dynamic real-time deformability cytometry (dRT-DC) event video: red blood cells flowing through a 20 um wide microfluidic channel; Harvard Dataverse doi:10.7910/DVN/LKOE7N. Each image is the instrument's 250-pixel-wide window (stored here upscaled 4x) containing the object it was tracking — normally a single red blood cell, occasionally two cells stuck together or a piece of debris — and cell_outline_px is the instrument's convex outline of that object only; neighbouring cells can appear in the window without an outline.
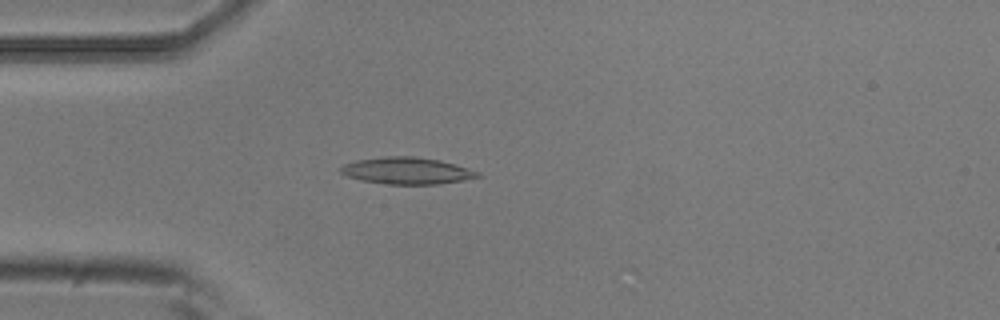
{"species": "common noctule bat (a hibernating species)", "species_latin": "Nyctalus noctula", "temperature_condition": "room temperature", "stored_images_in_passage": 3, "camera_frame_rate_fps": 3000, "um_per_image_px": 0.085, "animal": {"sex": "male", "body_mass_g": 20.5, "forearm_length_mm": 52.5}, "frame": {"image": 1, "passage_image": 3, "time_ms": 0.667, "image_size_px": [1000, 320], "cell_outline_px": [[484, 176], [464, 180], [440, 184], [388, 184], [360, 180], [348, 176], [340, 172], [340, 168], [344, 164], [356, 160], [384, 156], [412, 156], [440, 160], [456, 164], [480, 172]], "centroid_in_image_um": [34.63, 14.51], "position_along_channel_um": 50.4, "area_um2": 21.5}}